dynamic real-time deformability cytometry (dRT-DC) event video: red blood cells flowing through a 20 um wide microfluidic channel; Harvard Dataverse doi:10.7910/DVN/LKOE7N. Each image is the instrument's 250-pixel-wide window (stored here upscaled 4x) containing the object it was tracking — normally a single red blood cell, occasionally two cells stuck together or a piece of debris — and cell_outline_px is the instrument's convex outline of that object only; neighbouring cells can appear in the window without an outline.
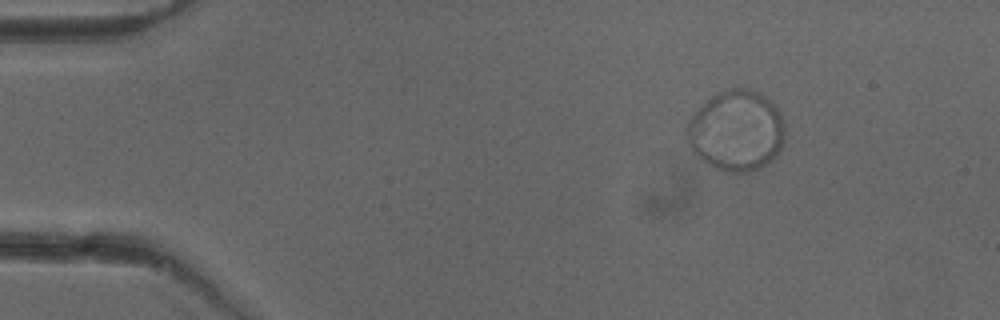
{"species": "common noctule bat (a hibernating species)", "species_latin": "Nyctalus noctula", "temperature_condition": "cold", "stored_images_in_passage": 53, "camera_frame_rate_fps": 3000, "um_per_image_px": 0.085, "animal": {"sex": "female"}, "frame": {"image": 1, "passage_image": 8, "time_ms": 2.333, "image_size_px": [1000, 320], "cell_outline_px": [[784, 140], [776, 156], [772, 160], [760, 168], [744, 172], [728, 172], [716, 168], [700, 160], [692, 152], [684, 140], [684, 132], [688, 120], [712, 96], [720, 92], [732, 88], [748, 88], [764, 96], [776, 104], [784, 124]], "centroid_in_image_um": [62.56, 11.13], "position_along_channel_um": 22.4, "area_um2": 46.36}}
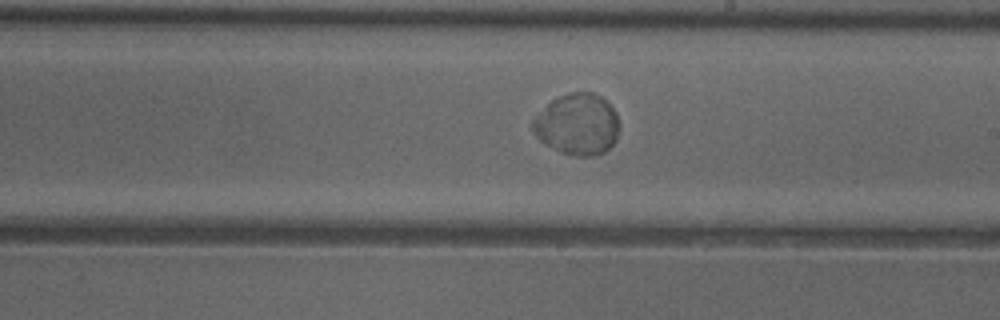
{"frame": {"image": 2, "passage_image": 31, "time_ms": 10.0, "image_size_px": [1000, 320], "cell_outline_px": [[620, 128], [616, 140], [604, 152], [592, 156], [576, 156], [560, 152], [540, 140], [532, 132], [528, 124], [552, 100], [568, 92], [592, 92], [600, 96], [616, 112], [620, 124]], "centroid_in_image_um": [49.07, 10.57], "position_along_channel_um": 239.9, "area_um2": 31.04}}
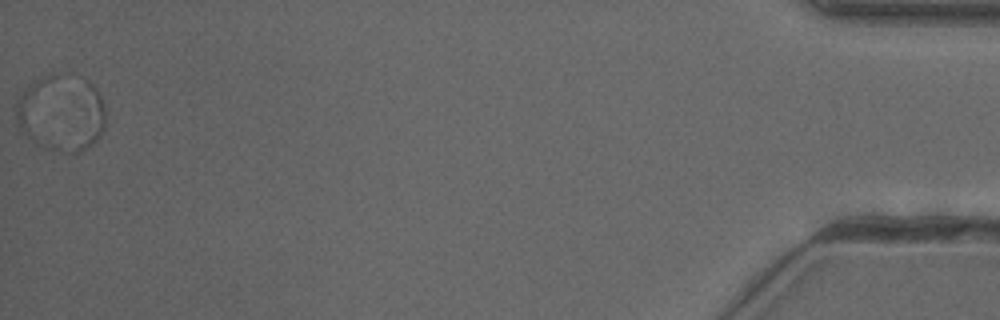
{"frame": {"image": 3, "passage_image": 53, "time_ms": 17.333, "image_size_px": [1000, 320], "cell_outline_px": [[104, 128], [96, 140], [92, 144], [80, 152], [60, 152], [48, 148], [32, 140], [20, 132], [16, 120], [16, 100], [24, 88], [28, 84], [40, 76], [52, 72], [88, 80], [96, 88], [104, 104]], "centroid_in_image_um": [5.16, 9.57], "position_along_channel_um": 430.0, "area_um2": 40.29}}